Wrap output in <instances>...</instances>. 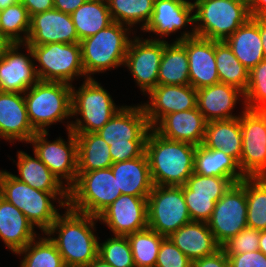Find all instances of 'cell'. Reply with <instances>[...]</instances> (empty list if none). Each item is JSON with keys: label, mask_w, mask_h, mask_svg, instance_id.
Listing matches in <instances>:
<instances>
[{"label": "cell", "mask_w": 266, "mask_h": 267, "mask_svg": "<svg viewBox=\"0 0 266 267\" xmlns=\"http://www.w3.org/2000/svg\"><path fill=\"white\" fill-rule=\"evenodd\" d=\"M234 184L230 178L193 174L187 179L186 186L191 196L212 197L217 202Z\"/></svg>", "instance_id": "cell-43"}, {"label": "cell", "mask_w": 266, "mask_h": 267, "mask_svg": "<svg viewBox=\"0 0 266 267\" xmlns=\"http://www.w3.org/2000/svg\"><path fill=\"white\" fill-rule=\"evenodd\" d=\"M0 196L23 212L29 222L44 234L60 215L52 201L58 200L61 208L68 207L69 202V194L37 190L17 180L6 170H0Z\"/></svg>", "instance_id": "cell-4"}, {"label": "cell", "mask_w": 266, "mask_h": 267, "mask_svg": "<svg viewBox=\"0 0 266 267\" xmlns=\"http://www.w3.org/2000/svg\"><path fill=\"white\" fill-rule=\"evenodd\" d=\"M80 43L71 14L53 8L30 17L26 44Z\"/></svg>", "instance_id": "cell-19"}, {"label": "cell", "mask_w": 266, "mask_h": 267, "mask_svg": "<svg viewBox=\"0 0 266 267\" xmlns=\"http://www.w3.org/2000/svg\"><path fill=\"white\" fill-rule=\"evenodd\" d=\"M77 140V173L110 168L109 145L97 133H74Z\"/></svg>", "instance_id": "cell-33"}, {"label": "cell", "mask_w": 266, "mask_h": 267, "mask_svg": "<svg viewBox=\"0 0 266 267\" xmlns=\"http://www.w3.org/2000/svg\"><path fill=\"white\" fill-rule=\"evenodd\" d=\"M34 226L12 203L0 196V238L7 249L17 253L37 238Z\"/></svg>", "instance_id": "cell-27"}, {"label": "cell", "mask_w": 266, "mask_h": 267, "mask_svg": "<svg viewBox=\"0 0 266 267\" xmlns=\"http://www.w3.org/2000/svg\"><path fill=\"white\" fill-rule=\"evenodd\" d=\"M207 224L221 247L247 227L246 177L216 202Z\"/></svg>", "instance_id": "cell-12"}, {"label": "cell", "mask_w": 266, "mask_h": 267, "mask_svg": "<svg viewBox=\"0 0 266 267\" xmlns=\"http://www.w3.org/2000/svg\"><path fill=\"white\" fill-rule=\"evenodd\" d=\"M36 134L28 118L24 93L0 91V138L26 142Z\"/></svg>", "instance_id": "cell-20"}, {"label": "cell", "mask_w": 266, "mask_h": 267, "mask_svg": "<svg viewBox=\"0 0 266 267\" xmlns=\"http://www.w3.org/2000/svg\"><path fill=\"white\" fill-rule=\"evenodd\" d=\"M79 41L113 23L106 0H86L71 14Z\"/></svg>", "instance_id": "cell-34"}, {"label": "cell", "mask_w": 266, "mask_h": 267, "mask_svg": "<svg viewBox=\"0 0 266 267\" xmlns=\"http://www.w3.org/2000/svg\"><path fill=\"white\" fill-rule=\"evenodd\" d=\"M206 124L203 114L196 107L165 115L153 129L167 139L199 146L204 142Z\"/></svg>", "instance_id": "cell-22"}, {"label": "cell", "mask_w": 266, "mask_h": 267, "mask_svg": "<svg viewBox=\"0 0 266 267\" xmlns=\"http://www.w3.org/2000/svg\"><path fill=\"white\" fill-rule=\"evenodd\" d=\"M38 79L41 81L63 82L72 86L77 77H86L81 60L80 43H49L29 45ZM75 77V78H74Z\"/></svg>", "instance_id": "cell-10"}, {"label": "cell", "mask_w": 266, "mask_h": 267, "mask_svg": "<svg viewBox=\"0 0 266 267\" xmlns=\"http://www.w3.org/2000/svg\"><path fill=\"white\" fill-rule=\"evenodd\" d=\"M72 86L63 82L41 81L25 93L28 118L36 132H46L48 126L72 118Z\"/></svg>", "instance_id": "cell-7"}, {"label": "cell", "mask_w": 266, "mask_h": 267, "mask_svg": "<svg viewBox=\"0 0 266 267\" xmlns=\"http://www.w3.org/2000/svg\"><path fill=\"white\" fill-rule=\"evenodd\" d=\"M244 93L225 83H217L197 90V107L205 120H227L240 117L232 115L237 101Z\"/></svg>", "instance_id": "cell-24"}, {"label": "cell", "mask_w": 266, "mask_h": 267, "mask_svg": "<svg viewBox=\"0 0 266 267\" xmlns=\"http://www.w3.org/2000/svg\"><path fill=\"white\" fill-rule=\"evenodd\" d=\"M86 267H113L109 263L102 260L100 257H96L93 261H91Z\"/></svg>", "instance_id": "cell-54"}, {"label": "cell", "mask_w": 266, "mask_h": 267, "mask_svg": "<svg viewBox=\"0 0 266 267\" xmlns=\"http://www.w3.org/2000/svg\"><path fill=\"white\" fill-rule=\"evenodd\" d=\"M22 45L27 49L28 55L18 52ZM32 58L33 53L28 44L13 43L0 58L1 92L25 93L39 81Z\"/></svg>", "instance_id": "cell-18"}, {"label": "cell", "mask_w": 266, "mask_h": 267, "mask_svg": "<svg viewBox=\"0 0 266 267\" xmlns=\"http://www.w3.org/2000/svg\"><path fill=\"white\" fill-rule=\"evenodd\" d=\"M260 111L266 116V105Z\"/></svg>", "instance_id": "cell-57"}, {"label": "cell", "mask_w": 266, "mask_h": 267, "mask_svg": "<svg viewBox=\"0 0 266 267\" xmlns=\"http://www.w3.org/2000/svg\"><path fill=\"white\" fill-rule=\"evenodd\" d=\"M225 42L241 64L250 71L264 60L260 17L249 18Z\"/></svg>", "instance_id": "cell-29"}, {"label": "cell", "mask_w": 266, "mask_h": 267, "mask_svg": "<svg viewBox=\"0 0 266 267\" xmlns=\"http://www.w3.org/2000/svg\"><path fill=\"white\" fill-rule=\"evenodd\" d=\"M194 31L197 37L225 41L249 18L245 0H194Z\"/></svg>", "instance_id": "cell-6"}, {"label": "cell", "mask_w": 266, "mask_h": 267, "mask_svg": "<svg viewBox=\"0 0 266 267\" xmlns=\"http://www.w3.org/2000/svg\"><path fill=\"white\" fill-rule=\"evenodd\" d=\"M49 131L36 132L30 139L34 153L50 171L70 189L77 179V140L76 135L68 130V142L61 137L48 141ZM65 179V183L62 181Z\"/></svg>", "instance_id": "cell-13"}, {"label": "cell", "mask_w": 266, "mask_h": 267, "mask_svg": "<svg viewBox=\"0 0 266 267\" xmlns=\"http://www.w3.org/2000/svg\"><path fill=\"white\" fill-rule=\"evenodd\" d=\"M72 117L80 115L75 122L67 121L66 129L73 133H96L122 108L116 106L112 96L93 79H85L78 88L72 85Z\"/></svg>", "instance_id": "cell-8"}, {"label": "cell", "mask_w": 266, "mask_h": 267, "mask_svg": "<svg viewBox=\"0 0 266 267\" xmlns=\"http://www.w3.org/2000/svg\"><path fill=\"white\" fill-rule=\"evenodd\" d=\"M183 195L192 221L207 222L215 208L212 197L191 196V190L183 185Z\"/></svg>", "instance_id": "cell-45"}, {"label": "cell", "mask_w": 266, "mask_h": 267, "mask_svg": "<svg viewBox=\"0 0 266 267\" xmlns=\"http://www.w3.org/2000/svg\"><path fill=\"white\" fill-rule=\"evenodd\" d=\"M98 257L113 267H135L127 236L115 235L98 244Z\"/></svg>", "instance_id": "cell-41"}, {"label": "cell", "mask_w": 266, "mask_h": 267, "mask_svg": "<svg viewBox=\"0 0 266 267\" xmlns=\"http://www.w3.org/2000/svg\"><path fill=\"white\" fill-rule=\"evenodd\" d=\"M260 231L246 227L227 241L222 248L227 255L244 254L259 250Z\"/></svg>", "instance_id": "cell-44"}, {"label": "cell", "mask_w": 266, "mask_h": 267, "mask_svg": "<svg viewBox=\"0 0 266 267\" xmlns=\"http://www.w3.org/2000/svg\"><path fill=\"white\" fill-rule=\"evenodd\" d=\"M111 170L122 194L135 197L149 196L153 183L145 152L137 158L113 163Z\"/></svg>", "instance_id": "cell-28"}, {"label": "cell", "mask_w": 266, "mask_h": 267, "mask_svg": "<svg viewBox=\"0 0 266 267\" xmlns=\"http://www.w3.org/2000/svg\"><path fill=\"white\" fill-rule=\"evenodd\" d=\"M260 36L263 46L264 60H266V22L260 17Z\"/></svg>", "instance_id": "cell-53"}, {"label": "cell", "mask_w": 266, "mask_h": 267, "mask_svg": "<svg viewBox=\"0 0 266 267\" xmlns=\"http://www.w3.org/2000/svg\"><path fill=\"white\" fill-rule=\"evenodd\" d=\"M259 250L266 255V230L260 231Z\"/></svg>", "instance_id": "cell-55"}, {"label": "cell", "mask_w": 266, "mask_h": 267, "mask_svg": "<svg viewBox=\"0 0 266 267\" xmlns=\"http://www.w3.org/2000/svg\"><path fill=\"white\" fill-rule=\"evenodd\" d=\"M245 109L260 111L266 105V60L249 71V83L244 93Z\"/></svg>", "instance_id": "cell-42"}, {"label": "cell", "mask_w": 266, "mask_h": 267, "mask_svg": "<svg viewBox=\"0 0 266 267\" xmlns=\"http://www.w3.org/2000/svg\"><path fill=\"white\" fill-rule=\"evenodd\" d=\"M190 85L196 90L220 82L215 59V40L184 38Z\"/></svg>", "instance_id": "cell-21"}, {"label": "cell", "mask_w": 266, "mask_h": 267, "mask_svg": "<svg viewBox=\"0 0 266 267\" xmlns=\"http://www.w3.org/2000/svg\"><path fill=\"white\" fill-rule=\"evenodd\" d=\"M247 227L266 230V176L246 177Z\"/></svg>", "instance_id": "cell-38"}, {"label": "cell", "mask_w": 266, "mask_h": 267, "mask_svg": "<svg viewBox=\"0 0 266 267\" xmlns=\"http://www.w3.org/2000/svg\"><path fill=\"white\" fill-rule=\"evenodd\" d=\"M151 128L142 105H133L122 106L96 133L109 145L116 163L141 156Z\"/></svg>", "instance_id": "cell-3"}, {"label": "cell", "mask_w": 266, "mask_h": 267, "mask_svg": "<svg viewBox=\"0 0 266 267\" xmlns=\"http://www.w3.org/2000/svg\"><path fill=\"white\" fill-rule=\"evenodd\" d=\"M192 267H229V261L225 250L221 247L214 254L192 262Z\"/></svg>", "instance_id": "cell-48"}, {"label": "cell", "mask_w": 266, "mask_h": 267, "mask_svg": "<svg viewBox=\"0 0 266 267\" xmlns=\"http://www.w3.org/2000/svg\"><path fill=\"white\" fill-rule=\"evenodd\" d=\"M229 267H266V255L260 250L227 255Z\"/></svg>", "instance_id": "cell-47"}, {"label": "cell", "mask_w": 266, "mask_h": 267, "mask_svg": "<svg viewBox=\"0 0 266 267\" xmlns=\"http://www.w3.org/2000/svg\"><path fill=\"white\" fill-rule=\"evenodd\" d=\"M149 102L141 104L153 128L165 115L197 107V90L188 85H157L147 93Z\"/></svg>", "instance_id": "cell-17"}, {"label": "cell", "mask_w": 266, "mask_h": 267, "mask_svg": "<svg viewBox=\"0 0 266 267\" xmlns=\"http://www.w3.org/2000/svg\"><path fill=\"white\" fill-rule=\"evenodd\" d=\"M148 228L169 237L189 223L190 214L185 203L182 186H156L147 197Z\"/></svg>", "instance_id": "cell-11"}, {"label": "cell", "mask_w": 266, "mask_h": 267, "mask_svg": "<svg viewBox=\"0 0 266 267\" xmlns=\"http://www.w3.org/2000/svg\"><path fill=\"white\" fill-rule=\"evenodd\" d=\"M196 148L190 143L167 139L151 128L146 138L145 153L153 185H185L194 172Z\"/></svg>", "instance_id": "cell-2"}, {"label": "cell", "mask_w": 266, "mask_h": 267, "mask_svg": "<svg viewBox=\"0 0 266 267\" xmlns=\"http://www.w3.org/2000/svg\"><path fill=\"white\" fill-rule=\"evenodd\" d=\"M215 59L220 83L234 86L245 93L249 70L236 58L225 41H215Z\"/></svg>", "instance_id": "cell-35"}, {"label": "cell", "mask_w": 266, "mask_h": 267, "mask_svg": "<svg viewBox=\"0 0 266 267\" xmlns=\"http://www.w3.org/2000/svg\"><path fill=\"white\" fill-rule=\"evenodd\" d=\"M192 262L214 254L221 246L207 222L190 221L168 237Z\"/></svg>", "instance_id": "cell-25"}, {"label": "cell", "mask_w": 266, "mask_h": 267, "mask_svg": "<svg viewBox=\"0 0 266 267\" xmlns=\"http://www.w3.org/2000/svg\"><path fill=\"white\" fill-rule=\"evenodd\" d=\"M130 29L124 24L113 22L80 41L82 66L87 79H93L91 75L96 73L124 65L131 41L128 36L132 32Z\"/></svg>", "instance_id": "cell-5"}, {"label": "cell", "mask_w": 266, "mask_h": 267, "mask_svg": "<svg viewBox=\"0 0 266 267\" xmlns=\"http://www.w3.org/2000/svg\"><path fill=\"white\" fill-rule=\"evenodd\" d=\"M13 43L0 33V58H2Z\"/></svg>", "instance_id": "cell-52"}, {"label": "cell", "mask_w": 266, "mask_h": 267, "mask_svg": "<svg viewBox=\"0 0 266 267\" xmlns=\"http://www.w3.org/2000/svg\"><path fill=\"white\" fill-rule=\"evenodd\" d=\"M34 156L18 151L16 165L19 175L12 174L13 177L40 191L69 194L67 186L63 185L35 153Z\"/></svg>", "instance_id": "cell-30"}, {"label": "cell", "mask_w": 266, "mask_h": 267, "mask_svg": "<svg viewBox=\"0 0 266 267\" xmlns=\"http://www.w3.org/2000/svg\"><path fill=\"white\" fill-rule=\"evenodd\" d=\"M20 0H0V10L6 9L8 6L19 3Z\"/></svg>", "instance_id": "cell-56"}, {"label": "cell", "mask_w": 266, "mask_h": 267, "mask_svg": "<svg viewBox=\"0 0 266 267\" xmlns=\"http://www.w3.org/2000/svg\"><path fill=\"white\" fill-rule=\"evenodd\" d=\"M251 17H262L266 14V0H251L249 2Z\"/></svg>", "instance_id": "cell-51"}, {"label": "cell", "mask_w": 266, "mask_h": 267, "mask_svg": "<svg viewBox=\"0 0 266 267\" xmlns=\"http://www.w3.org/2000/svg\"><path fill=\"white\" fill-rule=\"evenodd\" d=\"M135 267H155L162 240L158 232L146 228L127 235Z\"/></svg>", "instance_id": "cell-39"}, {"label": "cell", "mask_w": 266, "mask_h": 267, "mask_svg": "<svg viewBox=\"0 0 266 267\" xmlns=\"http://www.w3.org/2000/svg\"><path fill=\"white\" fill-rule=\"evenodd\" d=\"M33 239L25 248L16 253L24 254L20 267H66L55 244L45 235Z\"/></svg>", "instance_id": "cell-37"}, {"label": "cell", "mask_w": 266, "mask_h": 267, "mask_svg": "<svg viewBox=\"0 0 266 267\" xmlns=\"http://www.w3.org/2000/svg\"><path fill=\"white\" fill-rule=\"evenodd\" d=\"M0 24L1 34L12 43H26L30 28V16L22 3L19 2L1 10Z\"/></svg>", "instance_id": "cell-40"}, {"label": "cell", "mask_w": 266, "mask_h": 267, "mask_svg": "<svg viewBox=\"0 0 266 267\" xmlns=\"http://www.w3.org/2000/svg\"><path fill=\"white\" fill-rule=\"evenodd\" d=\"M65 209L45 235L55 244L66 267H86L98 256L100 240L93 231L98 218L73 211L69 207ZM56 233L58 236L55 237Z\"/></svg>", "instance_id": "cell-1"}, {"label": "cell", "mask_w": 266, "mask_h": 267, "mask_svg": "<svg viewBox=\"0 0 266 267\" xmlns=\"http://www.w3.org/2000/svg\"><path fill=\"white\" fill-rule=\"evenodd\" d=\"M244 108L240 114L242 153L238 165L245 177L266 176V116Z\"/></svg>", "instance_id": "cell-14"}, {"label": "cell", "mask_w": 266, "mask_h": 267, "mask_svg": "<svg viewBox=\"0 0 266 267\" xmlns=\"http://www.w3.org/2000/svg\"><path fill=\"white\" fill-rule=\"evenodd\" d=\"M86 0H54V8L63 13L72 14Z\"/></svg>", "instance_id": "cell-50"}, {"label": "cell", "mask_w": 266, "mask_h": 267, "mask_svg": "<svg viewBox=\"0 0 266 267\" xmlns=\"http://www.w3.org/2000/svg\"><path fill=\"white\" fill-rule=\"evenodd\" d=\"M114 235L127 236L148 228L147 197L121 194L98 216Z\"/></svg>", "instance_id": "cell-16"}, {"label": "cell", "mask_w": 266, "mask_h": 267, "mask_svg": "<svg viewBox=\"0 0 266 267\" xmlns=\"http://www.w3.org/2000/svg\"><path fill=\"white\" fill-rule=\"evenodd\" d=\"M131 39L124 65L145 95L158 85V70L164 51V39ZM146 92V93H145Z\"/></svg>", "instance_id": "cell-15"}, {"label": "cell", "mask_w": 266, "mask_h": 267, "mask_svg": "<svg viewBox=\"0 0 266 267\" xmlns=\"http://www.w3.org/2000/svg\"><path fill=\"white\" fill-rule=\"evenodd\" d=\"M192 32L184 31L179 38L171 44L164 40V51L158 70V85H188L189 62L184 38L196 37L194 28Z\"/></svg>", "instance_id": "cell-26"}, {"label": "cell", "mask_w": 266, "mask_h": 267, "mask_svg": "<svg viewBox=\"0 0 266 267\" xmlns=\"http://www.w3.org/2000/svg\"><path fill=\"white\" fill-rule=\"evenodd\" d=\"M194 173L230 178L234 183L245 178L238 163L231 156L219 149L206 148L203 144L196 148Z\"/></svg>", "instance_id": "cell-32"}, {"label": "cell", "mask_w": 266, "mask_h": 267, "mask_svg": "<svg viewBox=\"0 0 266 267\" xmlns=\"http://www.w3.org/2000/svg\"><path fill=\"white\" fill-rule=\"evenodd\" d=\"M113 22L143 30L152 17L155 0H106Z\"/></svg>", "instance_id": "cell-36"}, {"label": "cell", "mask_w": 266, "mask_h": 267, "mask_svg": "<svg viewBox=\"0 0 266 267\" xmlns=\"http://www.w3.org/2000/svg\"><path fill=\"white\" fill-rule=\"evenodd\" d=\"M155 267H192V261L165 237L161 242Z\"/></svg>", "instance_id": "cell-46"}, {"label": "cell", "mask_w": 266, "mask_h": 267, "mask_svg": "<svg viewBox=\"0 0 266 267\" xmlns=\"http://www.w3.org/2000/svg\"><path fill=\"white\" fill-rule=\"evenodd\" d=\"M20 3L25 6L30 17L54 8V0H20Z\"/></svg>", "instance_id": "cell-49"}, {"label": "cell", "mask_w": 266, "mask_h": 267, "mask_svg": "<svg viewBox=\"0 0 266 267\" xmlns=\"http://www.w3.org/2000/svg\"><path fill=\"white\" fill-rule=\"evenodd\" d=\"M0 23H1V10H0ZM0 33H1V24H0Z\"/></svg>", "instance_id": "cell-59"}, {"label": "cell", "mask_w": 266, "mask_h": 267, "mask_svg": "<svg viewBox=\"0 0 266 267\" xmlns=\"http://www.w3.org/2000/svg\"><path fill=\"white\" fill-rule=\"evenodd\" d=\"M193 4L186 0H155L152 17L142 30L156 35L169 36L173 32L194 25Z\"/></svg>", "instance_id": "cell-23"}, {"label": "cell", "mask_w": 266, "mask_h": 267, "mask_svg": "<svg viewBox=\"0 0 266 267\" xmlns=\"http://www.w3.org/2000/svg\"><path fill=\"white\" fill-rule=\"evenodd\" d=\"M121 194L111 167L77 173L76 182L69 189L68 207L97 217Z\"/></svg>", "instance_id": "cell-9"}, {"label": "cell", "mask_w": 266, "mask_h": 267, "mask_svg": "<svg viewBox=\"0 0 266 267\" xmlns=\"http://www.w3.org/2000/svg\"><path fill=\"white\" fill-rule=\"evenodd\" d=\"M203 145L209 149H219L239 163L242 153L240 117L208 121Z\"/></svg>", "instance_id": "cell-31"}, {"label": "cell", "mask_w": 266, "mask_h": 267, "mask_svg": "<svg viewBox=\"0 0 266 267\" xmlns=\"http://www.w3.org/2000/svg\"><path fill=\"white\" fill-rule=\"evenodd\" d=\"M266 22V14L261 17Z\"/></svg>", "instance_id": "cell-58"}]
</instances>
